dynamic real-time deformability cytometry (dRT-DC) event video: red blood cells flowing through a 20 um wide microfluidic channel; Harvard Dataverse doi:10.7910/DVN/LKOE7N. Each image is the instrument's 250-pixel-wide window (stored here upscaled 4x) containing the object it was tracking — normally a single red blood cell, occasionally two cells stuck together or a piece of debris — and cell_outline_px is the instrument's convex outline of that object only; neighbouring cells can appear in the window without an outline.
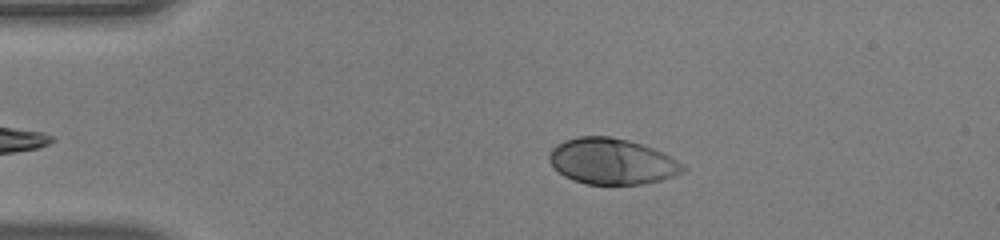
{"species": "human", "species_latin": "Homo sapiens", "temperature_condition": "warm", "stored_images_in_passage": 46, "camera_frame_rate_fps": 3000, "um_per_image_px": 0.085, "donor": {"sex": "male"}, "frame": {"image": 1, "passage_image": 6, "time_ms": 1.667, "image_size_px": [1000, 240], "cell_outline_px": [[688, 168], [684, 172], [660, 180], [644, 184], [588, 184], [572, 180], [564, 176], [552, 168], [548, 160], [548, 152], [556, 144], [564, 140], [576, 136], [608, 136], [628, 140], [652, 148], [684, 164]], "centroid_in_image_um": [51.95, 13.72], "position_along_channel_um": 33.0, "area_um2": 35.95}}
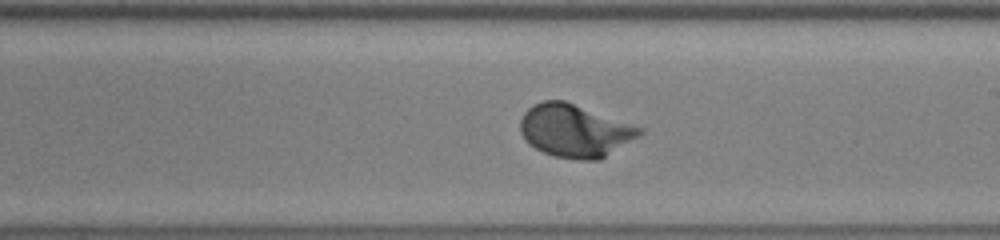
{"frame": {"image": 2, "passage_image": 25, "time_ms": 8.0, "image_size_px": [1000, 240], "cell_outline_px": [[644, 132], [640, 136], [600, 160], [580, 160], [556, 156], [544, 152], [528, 144], [524, 140], [520, 132], [520, 120], [524, 112], [532, 104], [544, 100], [564, 100], [644, 128]], "centroid_in_image_um": [48.86, 11.11], "position_along_channel_um": 240.1, "area_um2": 36.88}}
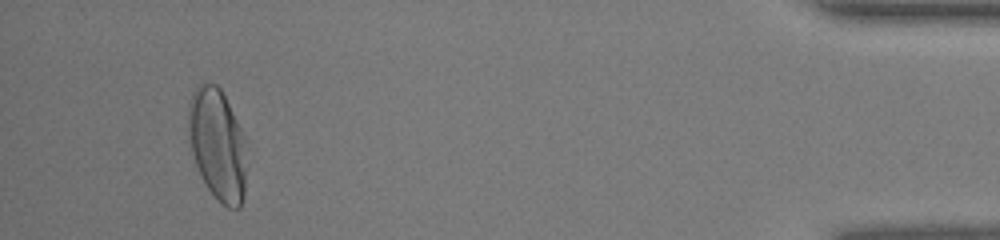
{"frame": {"image": 3, "passage_image": 43, "time_ms": 14.0, "image_size_px": [1000, 240], "cell_outline_px": [[244, 196], [240, 208], [228, 208], [216, 200], [200, 176], [188, 148], [188, 104], [192, 92], [200, 84], [216, 84], [220, 88], [240, 128], [244, 172]], "centroid_in_image_um": [18.39, 12.31], "position_along_channel_um": 416.8, "area_um2": 37.28}, "authors_computed_cell_mechanics": {"area_um2": 35.9805, "velocity_mm_per_s": 4.0874, "shape_relaxation_time_tau1_ms": 2.1501, "shape_relaxation_time_tau2_ms": null, "deformation_change_tau1": 0.1781, "deformation_change_tau2": null}}